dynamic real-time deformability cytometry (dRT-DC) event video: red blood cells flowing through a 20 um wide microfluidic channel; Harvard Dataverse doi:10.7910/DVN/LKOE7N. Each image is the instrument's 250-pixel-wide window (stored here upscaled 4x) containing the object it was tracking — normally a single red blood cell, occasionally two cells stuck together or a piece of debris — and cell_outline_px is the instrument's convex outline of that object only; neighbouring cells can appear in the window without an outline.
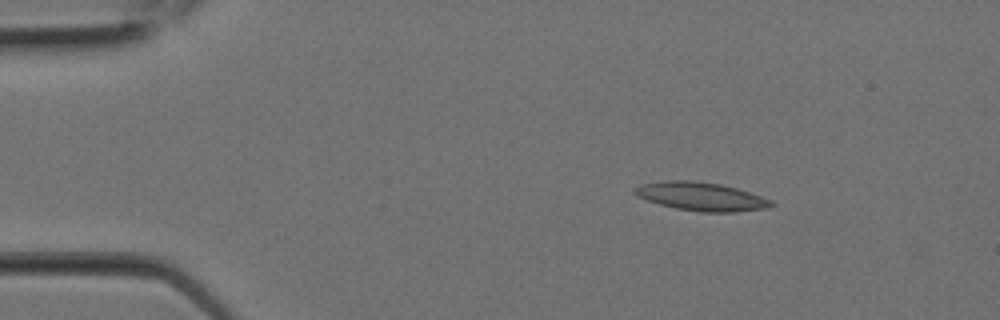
{"species": "Egyptian fruit bat (a non-hibernating species)", "species_latin": "Rousettus aegyptiacus", "temperature_condition": "room temperature", "stored_images_in_passage": 1, "camera_frame_rate_fps": 3000, "um_per_image_px": 0.085, "animal": {"sex": "female"}, "frame": {"image": 1, "passage_image": 1, "time_ms": 0.0, "image_size_px": [1000, 320], "cell_outline_px": [[776, 204], [768, 208], [736, 212], [700, 212], [676, 208], [660, 204], [648, 200], [632, 192], [632, 188], [640, 184], [664, 180], [692, 180], [720, 184], [736, 188], [772, 200]], "centroid_in_image_um": [59.59, 16.7], "position_along_channel_um": 25.4, "area_um2": 22.66}}